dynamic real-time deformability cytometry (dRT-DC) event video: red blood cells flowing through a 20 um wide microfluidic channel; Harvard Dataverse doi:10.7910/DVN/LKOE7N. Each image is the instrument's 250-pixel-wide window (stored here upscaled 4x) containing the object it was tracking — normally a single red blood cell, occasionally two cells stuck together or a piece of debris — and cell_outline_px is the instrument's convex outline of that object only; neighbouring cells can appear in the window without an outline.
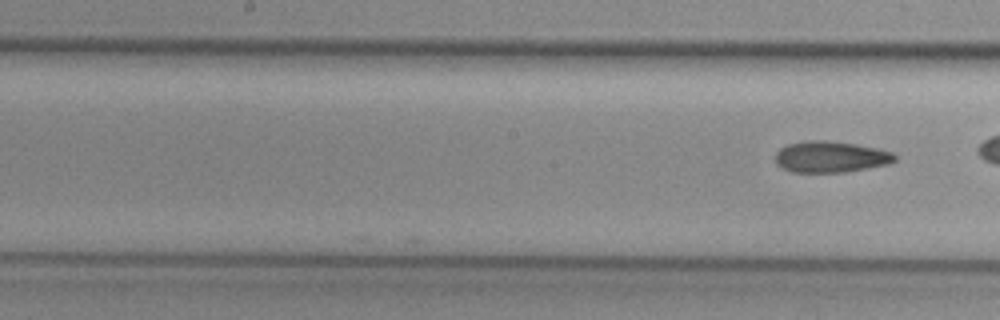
{"species": "common noctule bat (a hibernating species)", "species_latin": "Nyctalus noctula", "temperature_condition": "cold", "stored_images_in_passage": 17, "camera_frame_rate_fps": 3000, "um_per_image_px": 0.085, "animal": {"sex": "female", "body_mass_g": 29.2, "forearm_length_mm": 56.3}, "frame": {"image": 1, "passage_image": 17, "time_ms": 5.333, "image_size_px": [1000, 320], "cell_outline_px": [[896, 160], [888, 164], [844, 172], [792, 172], [780, 168], [776, 164], [776, 152], [780, 148], [788, 144], [812, 140], [824, 140], [856, 144], [876, 148], [892, 152], [896, 156]], "centroid_in_image_um": [70.58, 13.33], "position_along_channel_um": 177.6, "area_um2": 21.68}}